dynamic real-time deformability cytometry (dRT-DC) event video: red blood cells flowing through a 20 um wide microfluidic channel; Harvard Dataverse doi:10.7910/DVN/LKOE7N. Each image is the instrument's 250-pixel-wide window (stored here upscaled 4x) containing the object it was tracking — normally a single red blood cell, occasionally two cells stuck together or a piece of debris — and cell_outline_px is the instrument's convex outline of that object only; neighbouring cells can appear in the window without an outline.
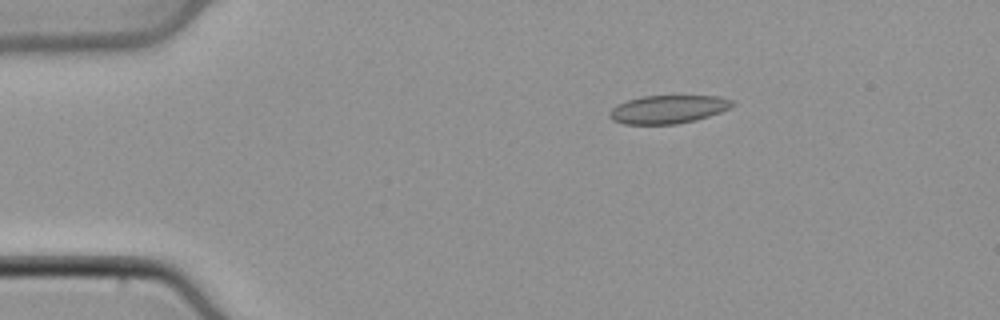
{"species": "common noctule bat (a hibernating species)", "species_latin": "Nyctalus noctula", "temperature_condition": "cold", "stored_images_in_passage": 41, "camera_frame_rate_fps": 3000, "um_per_image_px": 0.085, "animal": {"sex": "male", "body_mass_g": 21.5, "forearm_length_mm": 52.0}, "frame": {"image": 1, "passage_image": 1, "time_ms": 0.0, "image_size_px": [1000, 320], "cell_outline_px": [[736, 104], [720, 112], [696, 120], [676, 124], [624, 124], [612, 120], [608, 116], [608, 112], [616, 104], [628, 100], [644, 96], [720, 96], [732, 100]], "centroid_in_image_um": [56.76, 9.29], "position_along_channel_um": 28.2, "area_um2": 20.23}}
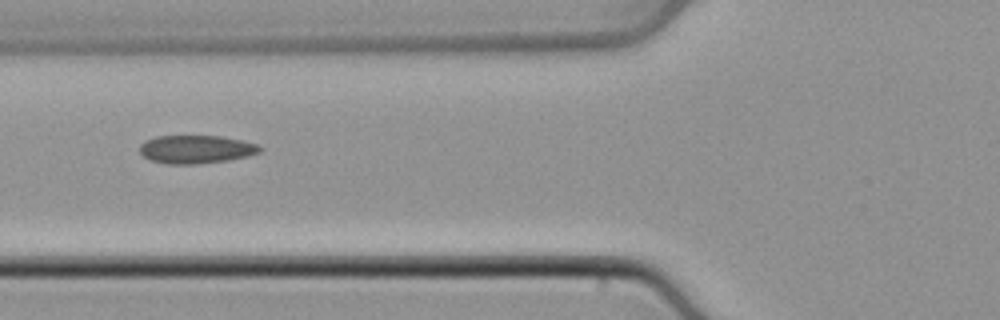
{"frame": {"image": 2, "passage_image": 11, "time_ms": 3.333, "image_size_px": [1000, 320], "cell_outline_px": [[264, 148], [260, 152], [248, 156], [228, 160], [196, 164], [168, 164], [152, 160], [144, 156], [140, 152], [140, 144], [144, 140], [156, 136], [220, 136], [260, 144]], "centroid_in_image_um": [16.69, 12.68], "position_along_channel_um": 109.1, "area_um2": 19.83}}
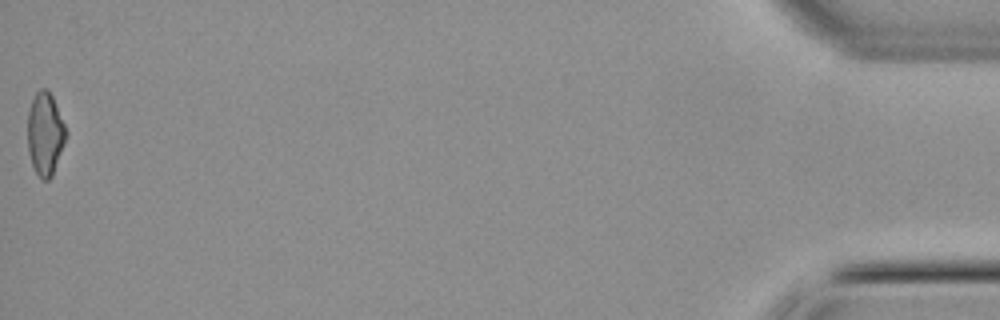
{"frame": {"image": 3, "passage_image": 41, "time_ms": 13.333, "image_size_px": [1000, 320], "cell_outline_px": [[68, 132], [64, 144], [52, 176], [48, 180], [44, 180], [36, 172], [32, 164], [28, 148], [28, 112], [32, 100], [36, 92], [40, 88], [48, 88], [52, 96]], "centroid_in_image_um": [3.84, 11.35], "position_along_channel_um": 431.4, "area_um2": 18.38}}